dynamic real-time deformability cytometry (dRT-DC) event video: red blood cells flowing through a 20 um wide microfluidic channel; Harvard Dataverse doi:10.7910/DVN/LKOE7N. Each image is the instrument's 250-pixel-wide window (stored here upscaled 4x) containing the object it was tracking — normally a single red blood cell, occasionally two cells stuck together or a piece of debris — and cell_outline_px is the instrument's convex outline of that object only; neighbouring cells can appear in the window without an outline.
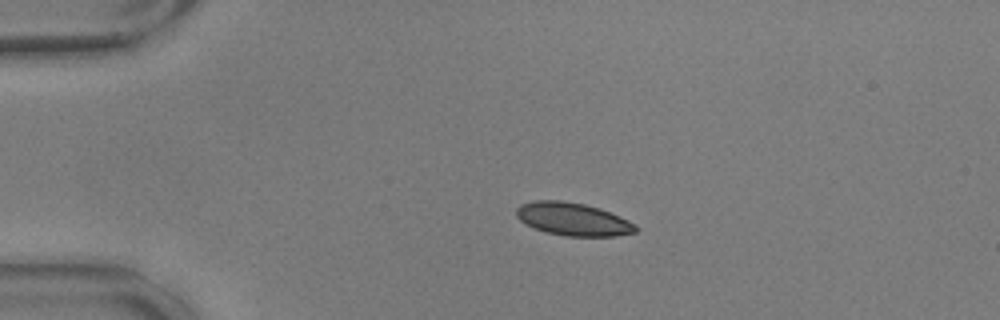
{"species": "common noctule bat (a hibernating species)", "species_latin": "Nyctalus noctula", "temperature_condition": "warm", "stored_images_in_passage": 45, "camera_frame_rate_fps": 3000, "um_per_image_px": 0.085, "animal": {"sex": "male", "body_mass_g": 17.9, "forearm_length_mm": 54.2}, "frame": {"image": 1, "passage_image": 1, "time_ms": 0.0, "image_size_px": [1000, 320], "cell_outline_px": [[640, 228], [636, 232], [616, 236], [564, 236], [548, 232], [536, 228], [520, 220], [516, 216], [516, 208], [520, 204], [536, 200], [560, 200], [584, 204], [600, 208], [620, 216], [636, 224]], "centroid_in_image_um": [48.74, 18.62], "position_along_channel_um": 36.3, "area_um2": 22.89}}
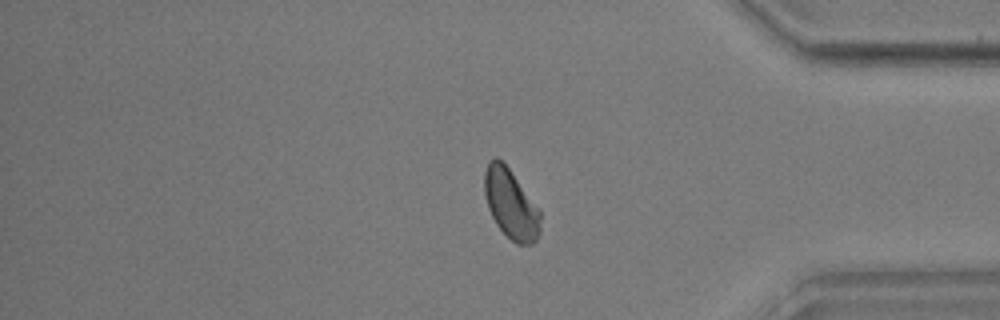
{"frame": {"image": 2, "passage_image": 36, "time_ms": 11.667, "image_size_px": [1000, 320], "cell_outline_px": [[540, 232], [536, 240], [532, 244], [516, 244], [496, 224], [488, 208], [484, 192], [484, 172], [488, 160], [496, 156], [508, 168], [540, 212]], "centroid_in_image_um": [43.39, 17.34], "position_along_channel_um": 391.8, "area_um2": 22.2}}
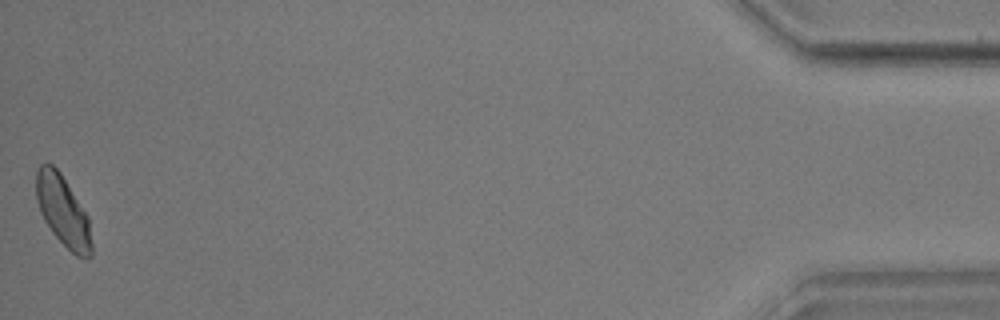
{"frame": {"image": 3, "passage_image": 45, "time_ms": 14.667, "image_size_px": [1000, 320], "cell_outline_px": [[92, 256], [76, 256], [52, 232], [44, 220], [40, 212], [36, 200], [36, 172], [40, 164], [52, 164], [60, 172], [88, 216], [92, 244]], "centroid_in_image_um": [5.34, 17.92], "position_along_channel_um": 429.9, "area_um2": 22.48}, "authors_computed_cell_mechanics": {"area_um2": 22.8888, "velocity_mm_per_s": 3.5742, "shape_relaxation_time_tau1_ms": 6.5741, "shape_relaxation_time_tau2_ms": 3.0295, "deformation_change_tau1": 0.171, "deformation_change_tau2": 0.0566}}